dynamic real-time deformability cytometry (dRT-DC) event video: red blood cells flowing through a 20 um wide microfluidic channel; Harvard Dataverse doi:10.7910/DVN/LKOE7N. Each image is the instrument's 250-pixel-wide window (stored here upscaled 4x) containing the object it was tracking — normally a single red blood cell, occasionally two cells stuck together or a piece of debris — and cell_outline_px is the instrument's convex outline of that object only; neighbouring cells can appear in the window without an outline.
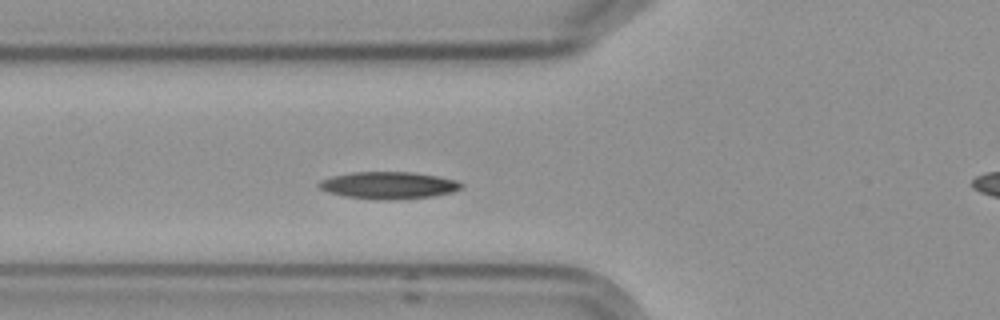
{"species": "Egyptian fruit bat (a non-hibernating species)", "species_latin": "Rousettus aegyptiacus", "temperature_condition": "cold", "stored_images_in_passage": 5, "segment_of_instrument_passage": [1, 2], "camera_frame_rate_fps": 3000, "um_per_image_px": 0.085, "frame": {"image": 1, "passage_image": 4, "time_ms": 3.333, "image_size_px": [1000, 320], "cell_outline_px": [[464, 188], [452, 192], [432, 196], [392, 200], [388, 200], [344, 196], [328, 192], [320, 188], [316, 184], [320, 180], [332, 176], [352, 172], [412, 172], [436, 176], [456, 180], [464, 184]], "centroid_in_image_um": [33.03, 15.74], "position_along_channel_um": 92.8, "area_um2": 22.43}}